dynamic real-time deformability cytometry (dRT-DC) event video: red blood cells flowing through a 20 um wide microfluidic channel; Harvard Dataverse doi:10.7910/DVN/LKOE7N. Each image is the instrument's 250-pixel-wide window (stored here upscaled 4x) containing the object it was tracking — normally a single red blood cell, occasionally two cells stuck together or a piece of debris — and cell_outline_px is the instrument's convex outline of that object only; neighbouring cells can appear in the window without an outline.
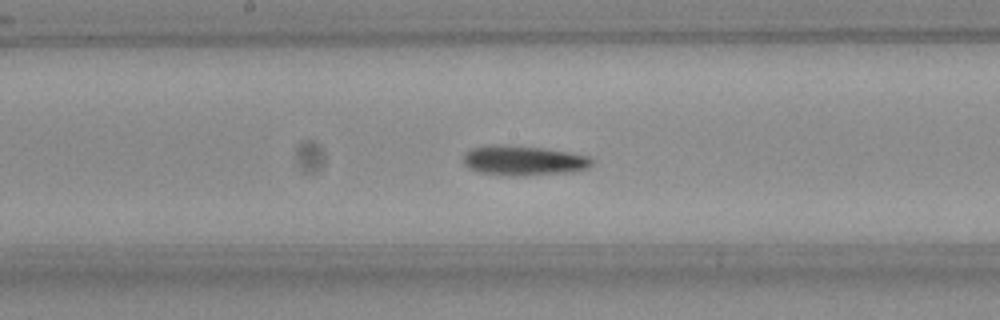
{"species": "Egyptian fruit bat (a non-hibernating species)", "species_latin": "Rousettus aegyptiacus", "temperature_condition": "room temperature", "stored_images_in_passage": 39, "camera_frame_rate_fps": 3000, "um_per_image_px": 0.085, "frame": {"image": 1, "passage_image": 12, "time_ms": 3.667, "image_size_px": [1000, 320], "cell_outline_px": [[592, 164], [588, 168], [568, 172], [524, 176], [516, 176], [476, 172], [468, 168], [464, 164], [464, 152], [472, 148], [496, 144], [500, 144], [540, 148], [568, 152], [588, 156], [592, 160]], "centroid_in_image_um": [44.45, 13.65], "position_along_channel_um": 203.7, "area_um2": 22.25}}
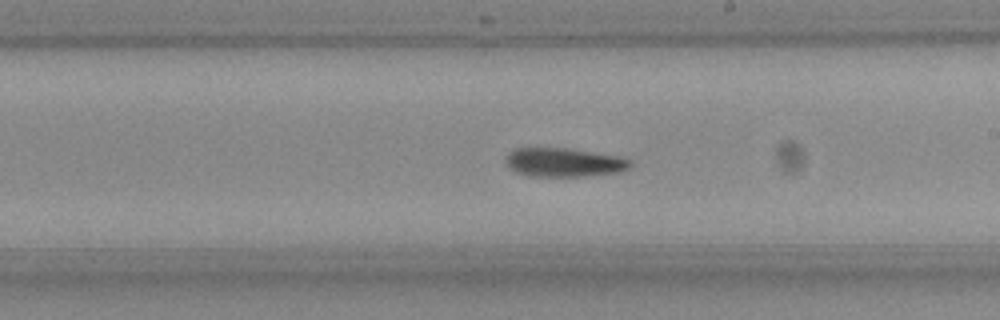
{"frame": {"image": 2, "passage_image": 15, "time_ms": 4.667, "image_size_px": [1000, 320], "cell_outline_px": [[632, 164], [628, 168], [620, 172], [584, 176], [528, 176], [516, 172], [504, 160], [516, 148], [564, 148], [616, 156], [632, 160]], "centroid_in_image_um": [47.95, 13.81], "position_along_channel_um": 241.0, "area_um2": 20.52}}
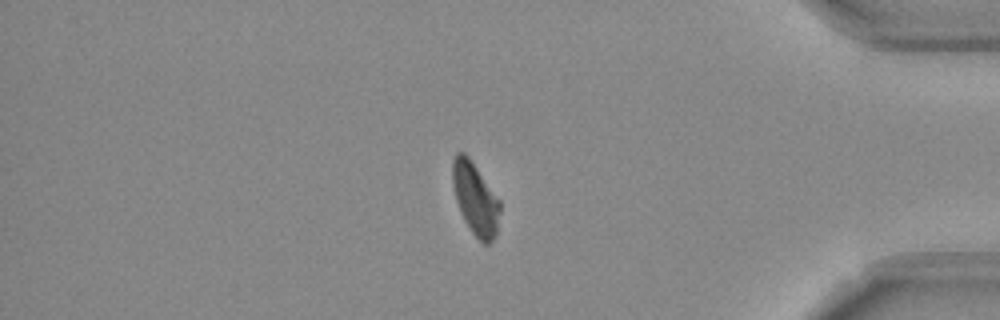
{"frame": {"image": 3, "passage_image": 30, "time_ms": 9.667, "image_size_px": [1000, 320], "cell_outline_px": [[500, 212], [496, 236], [488, 244], [484, 244], [472, 232], [464, 220], [460, 212], [456, 200], [452, 184], [452, 160], [456, 152], [464, 152], [468, 156], [500, 200]], "centroid_in_image_um": [40.39, 16.88], "position_along_channel_um": 394.8, "area_um2": 19.94}, "authors_computed_cell_mechanics": {"area_um2": 21.0392, "velocity_mm_per_s": 3.7565, "shape_relaxation_time_tau1_ms": 6.7249, "shape_relaxation_time_tau2_ms": 6.849, "deformation_change_tau1": 0.1737, "deformation_change_tau2": 0.1426}}